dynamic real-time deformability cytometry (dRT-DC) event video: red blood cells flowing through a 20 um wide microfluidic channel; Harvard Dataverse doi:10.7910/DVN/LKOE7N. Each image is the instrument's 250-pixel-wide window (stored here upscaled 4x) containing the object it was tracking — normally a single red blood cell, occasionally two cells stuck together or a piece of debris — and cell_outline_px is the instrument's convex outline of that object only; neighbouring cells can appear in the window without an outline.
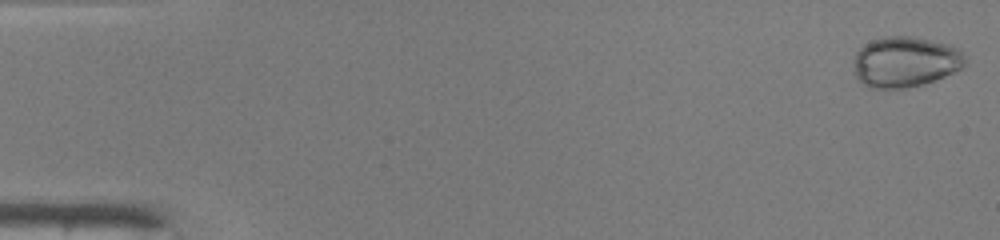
{"species": "common noctule bat (a hibernating species)", "species_latin": "Nyctalus noctula", "temperature_condition": "warm", "stored_images_in_passage": 10, "camera_frame_rate_fps": 3000, "um_per_image_px": 0.085, "animal": {"sex": "male", "body_mass_g": 19.0, "forearm_length_mm": 50.8}, "frame": {"image": 1, "passage_image": 1, "time_ms": 0.0, "image_size_px": [1000, 240], "cell_outline_px": [[964, 64], [960, 68], [944, 76], [924, 84], [904, 88], [868, 88], [856, 76], [856, 52], [864, 44], [872, 40], [888, 36], [912, 36], [948, 44], [960, 48], [964, 56]], "centroid_in_image_um": [76.96, 5.25], "position_along_channel_um": 8.0, "area_um2": 32.48}}